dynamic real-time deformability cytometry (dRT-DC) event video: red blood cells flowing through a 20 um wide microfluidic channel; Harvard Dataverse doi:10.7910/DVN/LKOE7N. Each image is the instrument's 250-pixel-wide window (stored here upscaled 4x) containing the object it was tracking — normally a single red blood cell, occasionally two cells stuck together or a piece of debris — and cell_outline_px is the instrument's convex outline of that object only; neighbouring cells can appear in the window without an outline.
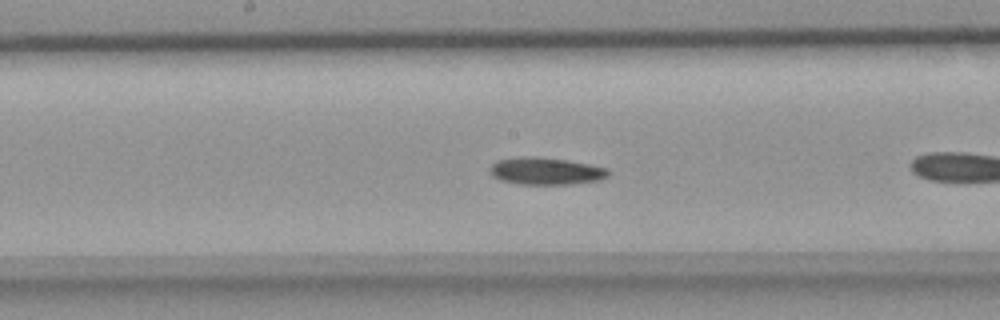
{"species": "common noctule bat (a hibernating species)", "species_latin": "Nyctalus noctula", "temperature_condition": "room temperature", "stored_images_in_passage": 35, "camera_frame_rate_fps": 3000, "um_per_image_px": 0.085, "animal": {"sex": "female", "body_mass_g": 18.4}, "frame": {"image": 1, "passage_image": 11, "time_ms": 3.333, "image_size_px": [1000, 320], "cell_outline_px": [[608, 176], [600, 180], [572, 184], [520, 184], [500, 180], [492, 176], [488, 168], [496, 160], [520, 156], [536, 156], [568, 160], [608, 168]], "centroid_in_image_um": [46.36, 14.53], "position_along_channel_um": 201.8, "area_um2": 18.96}}
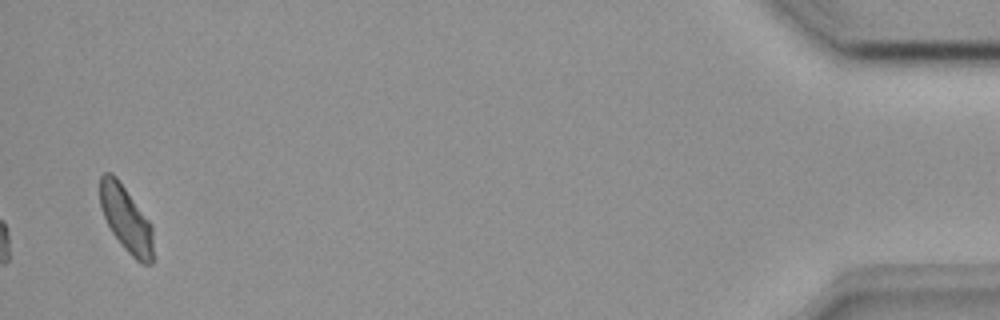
{"frame": {"image": 2, "passage_image": 35, "time_ms": 11.333, "image_size_px": [1000, 320], "cell_outline_px": [[152, 264], [140, 264], [120, 244], [112, 232], [104, 216], [100, 204], [100, 176], [104, 172], [112, 172], [116, 176], [148, 220], [152, 228]], "centroid_in_image_um": [10.7, 18.61], "position_along_channel_um": 424.5, "area_um2": 20.11}}